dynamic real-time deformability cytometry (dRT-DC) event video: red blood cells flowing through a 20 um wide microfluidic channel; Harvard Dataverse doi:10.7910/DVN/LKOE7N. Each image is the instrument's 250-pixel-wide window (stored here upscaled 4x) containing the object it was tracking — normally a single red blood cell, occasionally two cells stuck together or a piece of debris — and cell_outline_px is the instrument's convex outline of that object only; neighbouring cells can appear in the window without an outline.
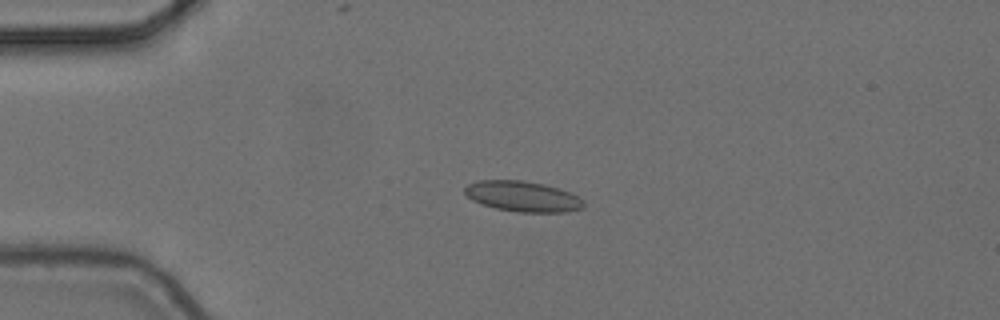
{"species": "common noctule bat (a hibernating species)", "species_latin": "Nyctalus noctula", "temperature_condition": "cold", "stored_images_in_passage": 4, "camera_frame_rate_fps": 3000, "um_per_image_px": 0.085, "animal": {"sex": "female", "body_mass_g": 24.6, "forearm_length_mm": 56.2}, "frame": {"image": 1, "passage_image": 3, "time_ms": 0.667, "image_size_px": [1000, 320], "cell_outline_px": [[584, 208], [564, 212], [520, 212], [496, 208], [480, 204], [472, 200], [464, 192], [464, 188], [468, 184], [476, 180], [520, 180], [544, 184], [568, 192], [584, 200]], "centroid_in_image_um": [44.4, 16.69], "position_along_channel_um": 40.6, "area_um2": 21.04}}